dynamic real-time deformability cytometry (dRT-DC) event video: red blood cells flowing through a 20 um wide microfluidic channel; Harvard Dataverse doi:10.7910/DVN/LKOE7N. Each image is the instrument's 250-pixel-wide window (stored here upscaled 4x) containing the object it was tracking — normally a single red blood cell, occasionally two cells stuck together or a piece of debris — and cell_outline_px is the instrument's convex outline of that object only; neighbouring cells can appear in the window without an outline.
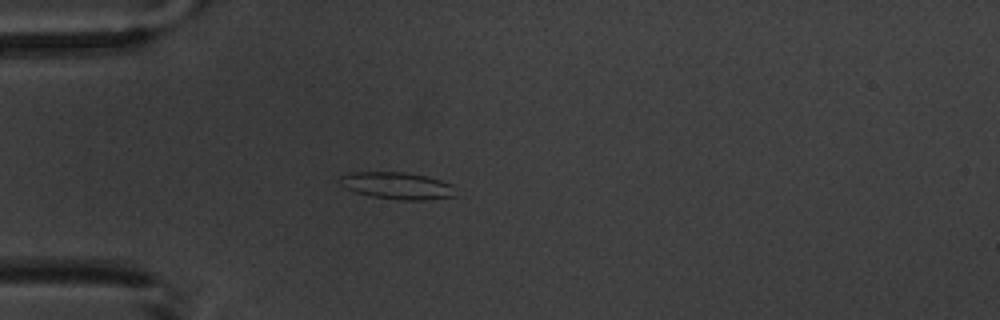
{"species": "common noctule bat (a hibernating species)", "species_latin": "Nyctalus noctula", "temperature_condition": "warm", "stored_images_in_passage": 2, "camera_frame_rate_fps": 3000, "um_per_image_px": 0.085, "animal": {"sex": "male", "body_mass_g": 20.1, "forearm_length_mm": 53.5}, "frame": {"image": 1, "passage_image": 2, "time_ms": 1.333, "image_size_px": [1000, 320], "cell_outline_px": [[456, 196], [424, 200], [400, 200], [372, 196], [356, 192], [344, 188], [340, 184], [340, 176], [352, 172], [404, 172], [428, 176], [452, 184]], "centroid_in_image_um": [33.76, 15.78], "position_along_channel_um": 51.2, "area_um2": 18.21}}